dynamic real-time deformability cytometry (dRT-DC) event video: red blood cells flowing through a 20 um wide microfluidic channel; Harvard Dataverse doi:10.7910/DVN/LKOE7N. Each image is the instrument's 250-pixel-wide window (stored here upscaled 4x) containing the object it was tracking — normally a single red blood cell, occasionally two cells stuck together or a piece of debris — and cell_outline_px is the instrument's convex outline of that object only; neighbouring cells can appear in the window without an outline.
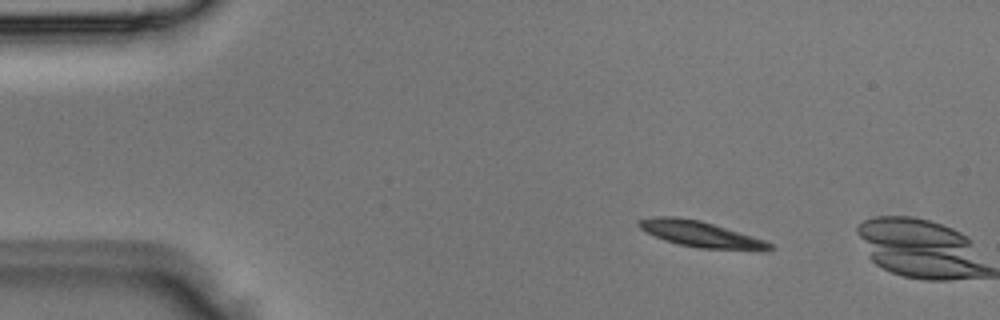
{"species": "Egyptian fruit bat (a non-hibernating species)", "species_latin": "Rousettus aegyptiacus", "temperature_condition": "room temperature", "stored_images_in_passage": 2, "camera_frame_rate_fps": 3000, "um_per_image_px": 0.085, "animal": {"sex": "male"}, "frame": {"image": 1, "passage_image": 1, "time_ms": 0.0, "image_size_px": [1000, 320], "cell_outline_px": [[776, 248], [760, 252], [700, 248], [680, 244], [656, 236], [640, 228], [636, 224], [640, 220], [656, 216], [676, 216], [700, 220], [764, 240], [772, 244]], "centroid_in_image_um": [59.65, 19.93], "position_along_channel_um": 25.3, "area_um2": 19.71}}